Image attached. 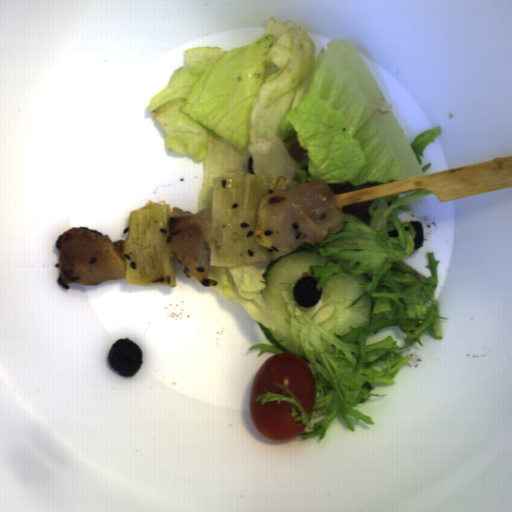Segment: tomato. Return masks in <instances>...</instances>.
Instances as JSON below:
<instances>
[{
  "label": "tomato",
  "mask_w": 512,
  "mask_h": 512,
  "mask_svg": "<svg viewBox=\"0 0 512 512\" xmlns=\"http://www.w3.org/2000/svg\"><path fill=\"white\" fill-rule=\"evenodd\" d=\"M276 384L291 390L304 412L309 414L316 406V384L312 370L299 354L288 351L275 353L260 366L250 391L251 422L267 439L287 441L306 428L295 424L291 415L293 402L273 400L261 403L255 400L265 392L291 398Z\"/></svg>",
  "instance_id": "obj_1"
}]
</instances>
